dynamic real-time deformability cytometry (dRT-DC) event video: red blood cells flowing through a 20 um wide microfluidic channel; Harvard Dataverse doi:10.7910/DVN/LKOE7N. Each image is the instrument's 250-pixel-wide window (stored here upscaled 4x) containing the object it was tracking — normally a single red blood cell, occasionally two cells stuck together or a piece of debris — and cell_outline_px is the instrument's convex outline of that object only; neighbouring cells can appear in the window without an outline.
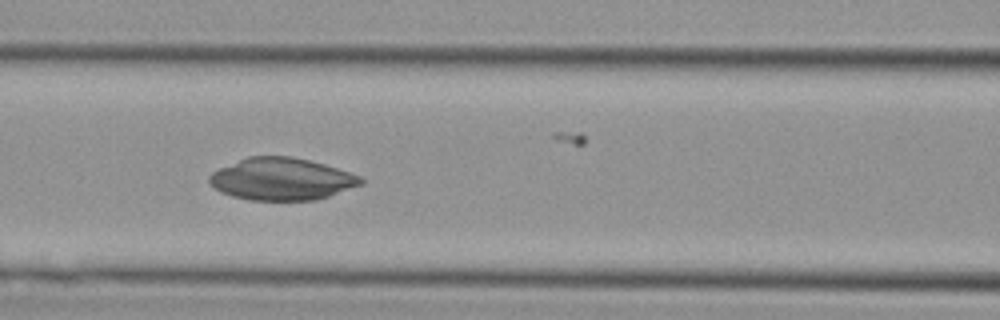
{"species": "Egyptian fruit bat (a non-hibernating species)", "species_latin": "Rousettus aegyptiacus", "temperature_condition": "cold", "stored_images_in_passage": 40, "camera_frame_rate_fps": 3000, "um_per_image_px": 0.085, "animal": {"sex": "female"}, "frame": {"image": 1, "passage_image": 19, "time_ms": 6.0, "image_size_px": [1000, 320], "cell_outline_px": [[364, 184], [316, 200], [248, 200], [232, 196], [220, 192], [208, 180], [208, 176], [212, 172], [220, 168], [248, 156], [292, 156], [324, 164], [360, 176], [364, 180]], "centroid_in_image_um": [23.94, 15.22], "position_along_channel_um": 142.7, "area_um2": 37.11}}
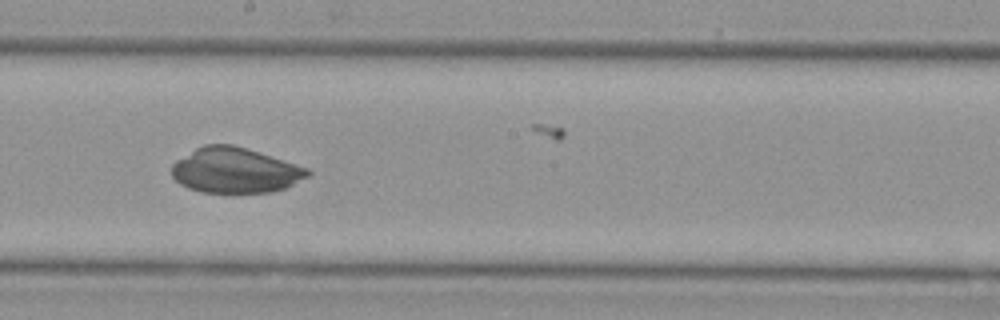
{"frame": {"image": 2, "passage_image": 25, "time_ms": 8.0, "image_size_px": [1000, 320], "cell_outline_px": [[312, 172], [308, 176], [284, 188], [268, 192], [200, 192], [188, 188], [180, 184], [172, 176], [172, 164], [176, 160], [196, 148], [204, 144], [232, 144], [308, 168]], "centroid_in_image_um": [19.94, 14.48], "position_along_channel_um": 228.3, "area_um2": 35.43}}
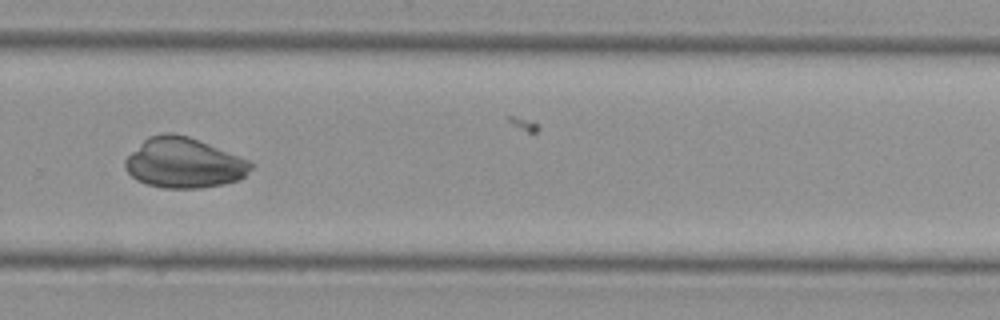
{"frame": {"image": 3, "passage_image": 31, "time_ms": 10.0, "image_size_px": [1000, 320], "cell_outline_px": [[256, 164], [240, 180], [224, 184], [200, 188], [164, 188], [148, 184], [136, 180], [124, 168], [124, 160], [148, 136], [164, 132], [172, 132], [188, 136], [240, 156]], "centroid_in_image_um": [15.64, 13.85], "position_along_channel_um": 314.2, "area_um2": 36.82}}